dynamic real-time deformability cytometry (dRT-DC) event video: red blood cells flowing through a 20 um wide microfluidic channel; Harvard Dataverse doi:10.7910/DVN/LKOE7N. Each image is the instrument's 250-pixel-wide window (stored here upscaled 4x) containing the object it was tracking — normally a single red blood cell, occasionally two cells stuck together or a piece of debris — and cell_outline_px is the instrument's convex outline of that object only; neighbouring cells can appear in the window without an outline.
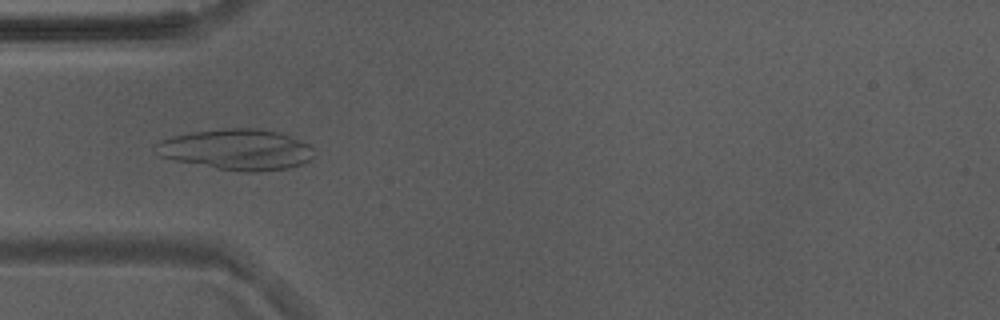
{"species": "Egyptian fruit bat (a non-hibernating species)", "species_latin": "Rousettus aegyptiacus", "temperature_condition": "warm", "stored_images_in_passage": 28, "camera_frame_rate_fps": 3000, "um_per_image_px": 0.085, "animal": {"sex": "male"}, "frame": {"image": 1, "passage_image": 6, "time_ms": 1.667, "image_size_px": [1000, 320], "cell_outline_px": [[312, 160], [304, 164], [288, 168], [256, 172], [244, 172], [216, 168], [176, 160], [160, 156], [152, 144], [160, 140], [172, 136], [192, 132], [228, 128], [260, 128], [280, 132], [312, 144]], "centroid_in_image_um": [20.16, 12.7], "position_along_channel_um": 64.8, "area_um2": 37.86}}
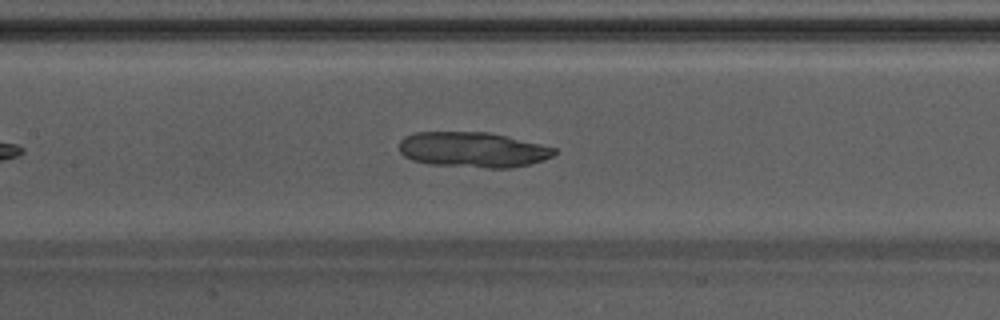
{"frame": {"image": 2, "passage_image": 14, "time_ms": 4.333, "image_size_px": [1000, 320], "cell_outline_px": [[556, 152], [552, 156], [544, 160], [532, 164], [512, 168], [484, 168], [428, 164], [412, 160], [404, 156], [400, 152], [400, 140], [404, 136], [416, 132], [492, 132], [556, 148]], "centroid_in_image_um": [40.2, 12.73], "position_along_channel_um": 167.2, "area_um2": 32.25}}
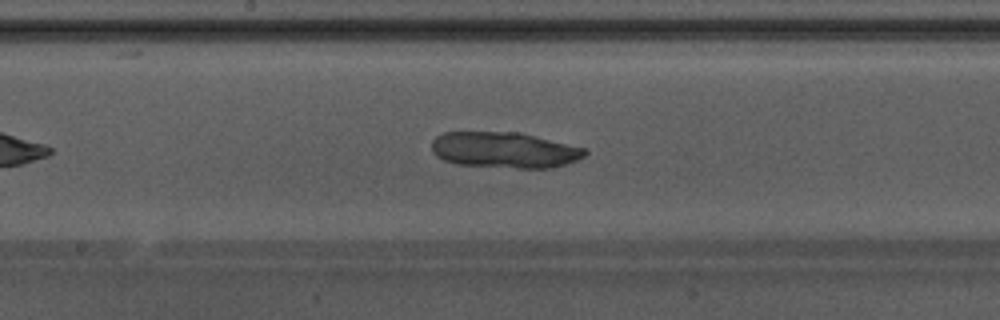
{"frame": {"image": 3, "passage_image": 17, "time_ms": 5.333, "image_size_px": [1000, 320], "cell_outline_px": [[588, 152], [584, 156], [576, 160], [564, 164], [548, 168], [516, 168], [456, 164], [444, 160], [436, 156], [432, 152], [432, 140], [436, 136], [444, 132], [520, 132], [584, 148]], "centroid_in_image_um": [42.83, 12.75], "position_along_channel_um": 205.4, "area_um2": 31.96}}